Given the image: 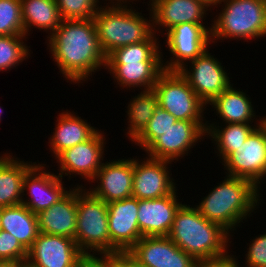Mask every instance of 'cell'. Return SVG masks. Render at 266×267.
Masks as SVG:
<instances>
[{
	"instance_id": "cell-1",
	"label": "cell",
	"mask_w": 266,
	"mask_h": 267,
	"mask_svg": "<svg viewBox=\"0 0 266 267\" xmlns=\"http://www.w3.org/2000/svg\"><path fill=\"white\" fill-rule=\"evenodd\" d=\"M50 34L49 49L66 79L81 82L101 65L106 66L93 19L62 20Z\"/></svg>"
},
{
	"instance_id": "cell-2",
	"label": "cell",
	"mask_w": 266,
	"mask_h": 267,
	"mask_svg": "<svg viewBox=\"0 0 266 267\" xmlns=\"http://www.w3.org/2000/svg\"><path fill=\"white\" fill-rule=\"evenodd\" d=\"M228 235V230L207 220L197 208L182 204L174 216L168 237L196 261H200L226 255Z\"/></svg>"
},
{
	"instance_id": "cell-3",
	"label": "cell",
	"mask_w": 266,
	"mask_h": 267,
	"mask_svg": "<svg viewBox=\"0 0 266 267\" xmlns=\"http://www.w3.org/2000/svg\"><path fill=\"white\" fill-rule=\"evenodd\" d=\"M154 37L152 34L146 41L120 47L106 57L105 67L118 84L129 88L143 86L144 91L153 88L164 71L159 45H156Z\"/></svg>"
},
{
	"instance_id": "cell-4",
	"label": "cell",
	"mask_w": 266,
	"mask_h": 267,
	"mask_svg": "<svg viewBox=\"0 0 266 267\" xmlns=\"http://www.w3.org/2000/svg\"><path fill=\"white\" fill-rule=\"evenodd\" d=\"M258 191L249 180L227 176L196 208L207 220L230 231L255 209Z\"/></svg>"
},
{
	"instance_id": "cell-5",
	"label": "cell",
	"mask_w": 266,
	"mask_h": 267,
	"mask_svg": "<svg viewBox=\"0 0 266 267\" xmlns=\"http://www.w3.org/2000/svg\"><path fill=\"white\" fill-rule=\"evenodd\" d=\"M97 37L106 57L114 50L130 44L146 41L154 31L152 24L140 13L127 9L122 3L100 7L93 17Z\"/></svg>"
},
{
	"instance_id": "cell-6",
	"label": "cell",
	"mask_w": 266,
	"mask_h": 267,
	"mask_svg": "<svg viewBox=\"0 0 266 267\" xmlns=\"http://www.w3.org/2000/svg\"><path fill=\"white\" fill-rule=\"evenodd\" d=\"M82 189L79 186L77 188V222L74 238L76 245L83 254H89L90 249L101 255H112L107 203L89 191L83 192Z\"/></svg>"
},
{
	"instance_id": "cell-7",
	"label": "cell",
	"mask_w": 266,
	"mask_h": 267,
	"mask_svg": "<svg viewBox=\"0 0 266 267\" xmlns=\"http://www.w3.org/2000/svg\"><path fill=\"white\" fill-rule=\"evenodd\" d=\"M222 13L214 20L211 38H258L266 34V0H222ZM238 37V38H237Z\"/></svg>"
},
{
	"instance_id": "cell-8",
	"label": "cell",
	"mask_w": 266,
	"mask_h": 267,
	"mask_svg": "<svg viewBox=\"0 0 266 267\" xmlns=\"http://www.w3.org/2000/svg\"><path fill=\"white\" fill-rule=\"evenodd\" d=\"M158 106L173 115L177 121H201L206 105L190 87L179 71L164 70L153 88Z\"/></svg>"
},
{
	"instance_id": "cell-9",
	"label": "cell",
	"mask_w": 266,
	"mask_h": 267,
	"mask_svg": "<svg viewBox=\"0 0 266 267\" xmlns=\"http://www.w3.org/2000/svg\"><path fill=\"white\" fill-rule=\"evenodd\" d=\"M258 125L222 164L229 171L228 176L249 180L257 187L266 175V129L261 122Z\"/></svg>"
},
{
	"instance_id": "cell-10",
	"label": "cell",
	"mask_w": 266,
	"mask_h": 267,
	"mask_svg": "<svg viewBox=\"0 0 266 267\" xmlns=\"http://www.w3.org/2000/svg\"><path fill=\"white\" fill-rule=\"evenodd\" d=\"M126 254L142 267H195L197 263L168 236L142 237Z\"/></svg>"
},
{
	"instance_id": "cell-11",
	"label": "cell",
	"mask_w": 266,
	"mask_h": 267,
	"mask_svg": "<svg viewBox=\"0 0 266 267\" xmlns=\"http://www.w3.org/2000/svg\"><path fill=\"white\" fill-rule=\"evenodd\" d=\"M139 200L129 197L107 204L112 255L126 254L143 236L138 226Z\"/></svg>"
},
{
	"instance_id": "cell-12",
	"label": "cell",
	"mask_w": 266,
	"mask_h": 267,
	"mask_svg": "<svg viewBox=\"0 0 266 267\" xmlns=\"http://www.w3.org/2000/svg\"><path fill=\"white\" fill-rule=\"evenodd\" d=\"M192 70L183 66L179 72L186 79L196 95L205 103H211L231 84L221 63L206 49L200 56L191 60Z\"/></svg>"
},
{
	"instance_id": "cell-13",
	"label": "cell",
	"mask_w": 266,
	"mask_h": 267,
	"mask_svg": "<svg viewBox=\"0 0 266 267\" xmlns=\"http://www.w3.org/2000/svg\"><path fill=\"white\" fill-rule=\"evenodd\" d=\"M206 29L202 23H183L167 31L169 51L176 58H172L163 66L167 71H179L187 60H194L206 49L211 38V29Z\"/></svg>"
},
{
	"instance_id": "cell-14",
	"label": "cell",
	"mask_w": 266,
	"mask_h": 267,
	"mask_svg": "<svg viewBox=\"0 0 266 267\" xmlns=\"http://www.w3.org/2000/svg\"><path fill=\"white\" fill-rule=\"evenodd\" d=\"M206 123L202 121H177L163 135L156 138L145 151L149 158L173 161L185 155L195 142L206 134Z\"/></svg>"
},
{
	"instance_id": "cell-15",
	"label": "cell",
	"mask_w": 266,
	"mask_h": 267,
	"mask_svg": "<svg viewBox=\"0 0 266 267\" xmlns=\"http://www.w3.org/2000/svg\"><path fill=\"white\" fill-rule=\"evenodd\" d=\"M82 254L74 239L40 232L28 250L26 263L32 267H73Z\"/></svg>"
},
{
	"instance_id": "cell-16",
	"label": "cell",
	"mask_w": 266,
	"mask_h": 267,
	"mask_svg": "<svg viewBox=\"0 0 266 267\" xmlns=\"http://www.w3.org/2000/svg\"><path fill=\"white\" fill-rule=\"evenodd\" d=\"M169 163L152 158L139 163L134 159L132 197L138 200L158 199L176 191L167 171L166 165Z\"/></svg>"
},
{
	"instance_id": "cell-17",
	"label": "cell",
	"mask_w": 266,
	"mask_h": 267,
	"mask_svg": "<svg viewBox=\"0 0 266 267\" xmlns=\"http://www.w3.org/2000/svg\"><path fill=\"white\" fill-rule=\"evenodd\" d=\"M104 143L103 135L97 131L89 140L62 151L56 157L61 164L59 176L76 173L93 180L103 164Z\"/></svg>"
},
{
	"instance_id": "cell-18",
	"label": "cell",
	"mask_w": 266,
	"mask_h": 267,
	"mask_svg": "<svg viewBox=\"0 0 266 267\" xmlns=\"http://www.w3.org/2000/svg\"><path fill=\"white\" fill-rule=\"evenodd\" d=\"M43 169V165L33 164L23 179V193L25 189L29 188L31 199L28 202L22 200L21 204L36 215L50 208L69 192L64 190L65 188L61 184L62 178L59 175L56 176L50 172L46 173L42 171Z\"/></svg>"
},
{
	"instance_id": "cell-19",
	"label": "cell",
	"mask_w": 266,
	"mask_h": 267,
	"mask_svg": "<svg viewBox=\"0 0 266 267\" xmlns=\"http://www.w3.org/2000/svg\"><path fill=\"white\" fill-rule=\"evenodd\" d=\"M133 172L134 159L103 163L94 177L100 180V185L90 193L107 204L132 197Z\"/></svg>"
},
{
	"instance_id": "cell-20",
	"label": "cell",
	"mask_w": 266,
	"mask_h": 267,
	"mask_svg": "<svg viewBox=\"0 0 266 267\" xmlns=\"http://www.w3.org/2000/svg\"><path fill=\"white\" fill-rule=\"evenodd\" d=\"M181 205L175 191L162 198L139 200L137 220L142 236H168Z\"/></svg>"
},
{
	"instance_id": "cell-21",
	"label": "cell",
	"mask_w": 266,
	"mask_h": 267,
	"mask_svg": "<svg viewBox=\"0 0 266 267\" xmlns=\"http://www.w3.org/2000/svg\"><path fill=\"white\" fill-rule=\"evenodd\" d=\"M39 232L75 238L77 222V188L50 208L37 214Z\"/></svg>"
},
{
	"instance_id": "cell-22",
	"label": "cell",
	"mask_w": 266,
	"mask_h": 267,
	"mask_svg": "<svg viewBox=\"0 0 266 267\" xmlns=\"http://www.w3.org/2000/svg\"><path fill=\"white\" fill-rule=\"evenodd\" d=\"M150 6L152 24L166 27V31L183 23H201L208 8L200 0H152Z\"/></svg>"
},
{
	"instance_id": "cell-23",
	"label": "cell",
	"mask_w": 266,
	"mask_h": 267,
	"mask_svg": "<svg viewBox=\"0 0 266 267\" xmlns=\"http://www.w3.org/2000/svg\"><path fill=\"white\" fill-rule=\"evenodd\" d=\"M0 223L1 230L14 235L27 251L40 233L37 215L23 204L1 208Z\"/></svg>"
},
{
	"instance_id": "cell-24",
	"label": "cell",
	"mask_w": 266,
	"mask_h": 267,
	"mask_svg": "<svg viewBox=\"0 0 266 267\" xmlns=\"http://www.w3.org/2000/svg\"><path fill=\"white\" fill-rule=\"evenodd\" d=\"M7 155L0 158V208L20 205L23 194V179L33 166L14 160Z\"/></svg>"
},
{
	"instance_id": "cell-25",
	"label": "cell",
	"mask_w": 266,
	"mask_h": 267,
	"mask_svg": "<svg viewBox=\"0 0 266 267\" xmlns=\"http://www.w3.org/2000/svg\"><path fill=\"white\" fill-rule=\"evenodd\" d=\"M56 130L51 138V149L57 157L62 151L89 140L98 130L83 119L63 112L59 115Z\"/></svg>"
},
{
	"instance_id": "cell-26",
	"label": "cell",
	"mask_w": 266,
	"mask_h": 267,
	"mask_svg": "<svg viewBox=\"0 0 266 267\" xmlns=\"http://www.w3.org/2000/svg\"><path fill=\"white\" fill-rule=\"evenodd\" d=\"M21 11L25 35L31 26L53 33L62 22L56 0H21Z\"/></svg>"
},
{
	"instance_id": "cell-27",
	"label": "cell",
	"mask_w": 266,
	"mask_h": 267,
	"mask_svg": "<svg viewBox=\"0 0 266 267\" xmlns=\"http://www.w3.org/2000/svg\"><path fill=\"white\" fill-rule=\"evenodd\" d=\"M248 99L244 92L237 91L230 86L217 96L210 105L216 108V112L227 124H249L255 113H253L252 104Z\"/></svg>"
},
{
	"instance_id": "cell-28",
	"label": "cell",
	"mask_w": 266,
	"mask_h": 267,
	"mask_svg": "<svg viewBox=\"0 0 266 267\" xmlns=\"http://www.w3.org/2000/svg\"><path fill=\"white\" fill-rule=\"evenodd\" d=\"M212 125L206 127V133L216 141L221 159H226L244 144L250 133L255 129L249 124L229 123L223 129Z\"/></svg>"
},
{
	"instance_id": "cell-29",
	"label": "cell",
	"mask_w": 266,
	"mask_h": 267,
	"mask_svg": "<svg viewBox=\"0 0 266 267\" xmlns=\"http://www.w3.org/2000/svg\"><path fill=\"white\" fill-rule=\"evenodd\" d=\"M130 103L127 111L130 122L128 134L133 141L144 130L154 115L158 107V100L156 93L151 89L141 92Z\"/></svg>"
},
{
	"instance_id": "cell-30",
	"label": "cell",
	"mask_w": 266,
	"mask_h": 267,
	"mask_svg": "<svg viewBox=\"0 0 266 267\" xmlns=\"http://www.w3.org/2000/svg\"><path fill=\"white\" fill-rule=\"evenodd\" d=\"M176 122L177 119L173 115L158 106L147 126L133 141L145 150L156 138L163 135Z\"/></svg>"
},
{
	"instance_id": "cell-31",
	"label": "cell",
	"mask_w": 266,
	"mask_h": 267,
	"mask_svg": "<svg viewBox=\"0 0 266 267\" xmlns=\"http://www.w3.org/2000/svg\"><path fill=\"white\" fill-rule=\"evenodd\" d=\"M25 35H0V71L7 70L28 57V48L21 42Z\"/></svg>"
},
{
	"instance_id": "cell-32",
	"label": "cell",
	"mask_w": 266,
	"mask_h": 267,
	"mask_svg": "<svg viewBox=\"0 0 266 267\" xmlns=\"http://www.w3.org/2000/svg\"><path fill=\"white\" fill-rule=\"evenodd\" d=\"M0 35H25L21 0H0Z\"/></svg>"
},
{
	"instance_id": "cell-33",
	"label": "cell",
	"mask_w": 266,
	"mask_h": 267,
	"mask_svg": "<svg viewBox=\"0 0 266 267\" xmlns=\"http://www.w3.org/2000/svg\"><path fill=\"white\" fill-rule=\"evenodd\" d=\"M97 3L98 0H56L62 20L93 19L100 9Z\"/></svg>"
},
{
	"instance_id": "cell-34",
	"label": "cell",
	"mask_w": 266,
	"mask_h": 267,
	"mask_svg": "<svg viewBox=\"0 0 266 267\" xmlns=\"http://www.w3.org/2000/svg\"><path fill=\"white\" fill-rule=\"evenodd\" d=\"M28 251L17 238L5 230H0V261L22 264L26 262Z\"/></svg>"
},
{
	"instance_id": "cell-35",
	"label": "cell",
	"mask_w": 266,
	"mask_h": 267,
	"mask_svg": "<svg viewBox=\"0 0 266 267\" xmlns=\"http://www.w3.org/2000/svg\"><path fill=\"white\" fill-rule=\"evenodd\" d=\"M246 257L247 267H266V234L252 240Z\"/></svg>"
},
{
	"instance_id": "cell-36",
	"label": "cell",
	"mask_w": 266,
	"mask_h": 267,
	"mask_svg": "<svg viewBox=\"0 0 266 267\" xmlns=\"http://www.w3.org/2000/svg\"><path fill=\"white\" fill-rule=\"evenodd\" d=\"M73 267H116L115 255L103 254L98 258L93 254H82Z\"/></svg>"
},
{
	"instance_id": "cell-37",
	"label": "cell",
	"mask_w": 266,
	"mask_h": 267,
	"mask_svg": "<svg viewBox=\"0 0 266 267\" xmlns=\"http://www.w3.org/2000/svg\"><path fill=\"white\" fill-rule=\"evenodd\" d=\"M234 259V256H221L213 259H206L197 261L195 267H239L238 262Z\"/></svg>"
},
{
	"instance_id": "cell-38",
	"label": "cell",
	"mask_w": 266,
	"mask_h": 267,
	"mask_svg": "<svg viewBox=\"0 0 266 267\" xmlns=\"http://www.w3.org/2000/svg\"><path fill=\"white\" fill-rule=\"evenodd\" d=\"M116 267H142L138 265L132 258L127 254H116L115 255Z\"/></svg>"
},
{
	"instance_id": "cell-39",
	"label": "cell",
	"mask_w": 266,
	"mask_h": 267,
	"mask_svg": "<svg viewBox=\"0 0 266 267\" xmlns=\"http://www.w3.org/2000/svg\"><path fill=\"white\" fill-rule=\"evenodd\" d=\"M200 1H203L208 7L212 6V5H217V3L221 4V1L222 0H200Z\"/></svg>"
},
{
	"instance_id": "cell-40",
	"label": "cell",
	"mask_w": 266,
	"mask_h": 267,
	"mask_svg": "<svg viewBox=\"0 0 266 267\" xmlns=\"http://www.w3.org/2000/svg\"><path fill=\"white\" fill-rule=\"evenodd\" d=\"M0 267H19V264L12 263V262H1Z\"/></svg>"
},
{
	"instance_id": "cell-41",
	"label": "cell",
	"mask_w": 266,
	"mask_h": 267,
	"mask_svg": "<svg viewBox=\"0 0 266 267\" xmlns=\"http://www.w3.org/2000/svg\"><path fill=\"white\" fill-rule=\"evenodd\" d=\"M261 125L266 129V118L263 117V119H260Z\"/></svg>"
},
{
	"instance_id": "cell-42",
	"label": "cell",
	"mask_w": 266,
	"mask_h": 267,
	"mask_svg": "<svg viewBox=\"0 0 266 267\" xmlns=\"http://www.w3.org/2000/svg\"><path fill=\"white\" fill-rule=\"evenodd\" d=\"M19 267H32V266L29 265L28 263L24 262V263L20 264Z\"/></svg>"
},
{
	"instance_id": "cell-43",
	"label": "cell",
	"mask_w": 266,
	"mask_h": 267,
	"mask_svg": "<svg viewBox=\"0 0 266 267\" xmlns=\"http://www.w3.org/2000/svg\"><path fill=\"white\" fill-rule=\"evenodd\" d=\"M111 1H112V0H111ZM119 1H120V3H121V1H122L123 3H125L127 0H125V2H124V0H117V3H116V4H118Z\"/></svg>"
},
{
	"instance_id": "cell-44",
	"label": "cell",
	"mask_w": 266,
	"mask_h": 267,
	"mask_svg": "<svg viewBox=\"0 0 266 267\" xmlns=\"http://www.w3.org/2000/svg\"><path fill=\"white\" fill-rule=\"evenodd\" d=\"M0 220H1V208H0ZM0 230H1V223H0Z\"/></svg>"
}]
</instances>
